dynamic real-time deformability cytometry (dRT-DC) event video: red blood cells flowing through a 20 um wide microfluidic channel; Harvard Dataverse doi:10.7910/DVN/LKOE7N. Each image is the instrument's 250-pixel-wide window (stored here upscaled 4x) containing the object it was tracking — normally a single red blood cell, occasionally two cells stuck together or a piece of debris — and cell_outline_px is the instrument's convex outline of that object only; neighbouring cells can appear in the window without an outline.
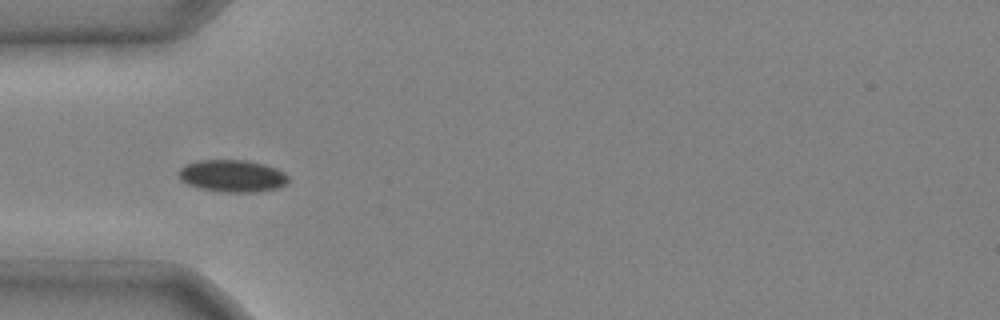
{"species": "common noctule bat (a hibernating species)", "species_latin": "Nyctalus noctula", "temperature_condition": "cold", "stored_images_in_passage": 5, "camera_frame_rate_fps": 3000, "um_per_image_px": 0.085, "animal": {"sex": "male", "body_mass_g": 20.4}, "frame": {"image": 1, "passage_image": 4, "time_ms": 1.0, "image_size_px": [1000, 320], "cell_outline_px": [[288, 180], [280, 188], [256, 192], [224, 192], [200, 188], [188, 184], [180, 180], [176, 172], [184, 164], [196, 160], [244, 160], [264, 164], [276, 168], [284, 172], [288, 176]], "centroid_in_image_um": [19.71, 14.95], "position_along_channel_um": 65.3, "area_um2": 20.75}}
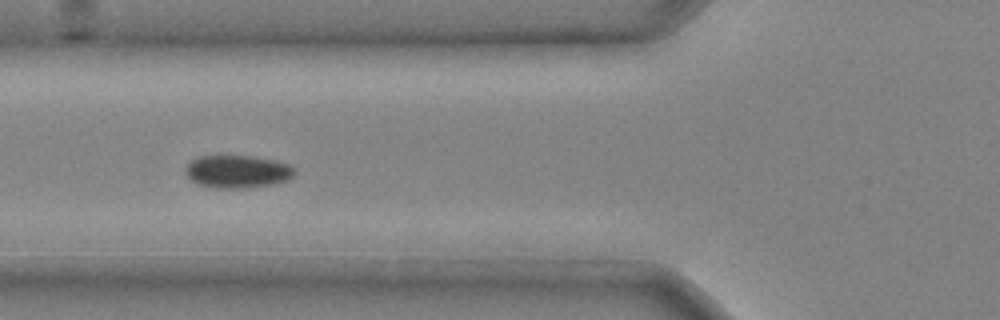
{"frame": {"image": 2, "passage_image": 5, "time_ms": 1.333, "image_size_px": [1000, 320], "cell_outline_px": [[296, 172], [288, 180], [272, 184], [248, 188], [216, 188], [196, 184], [184, 172], [184, 168], [192, 160], [200, 156], [252, 156], [272, 160], [288, 164], [296, 168]], "centroid_in_image_um": [20.18, 14.59], "position_along_channel_um": 105.6, "area_um2": 20.87}}